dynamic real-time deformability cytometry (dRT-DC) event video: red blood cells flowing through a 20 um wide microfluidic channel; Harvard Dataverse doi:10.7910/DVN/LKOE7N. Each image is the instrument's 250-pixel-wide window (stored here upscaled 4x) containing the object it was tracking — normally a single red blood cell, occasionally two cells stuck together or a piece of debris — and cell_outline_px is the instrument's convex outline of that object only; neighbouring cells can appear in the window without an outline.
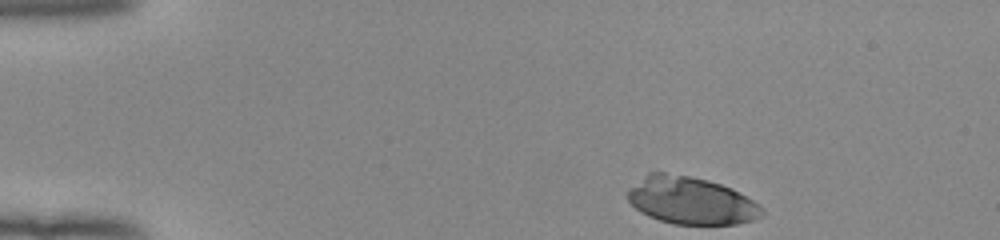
{"species": "human", "species_latin": "Homo sapiens", "temperature_condition": "room temperature", "stored_images_in_passage": 37, "camera_frame_rate_fps": 3000, "um_per_image_px": 0.085, "donor": {"sex": "female"}, "frame": {"image": 1, "passage_image": 1, "time_ms": 0.0, "image_size_px": [1000, 240], "cell_outline_px": [[764, 212], [760, 216], [752, 220], [736, 224], [672, 224], [648, 216], [640, 212], [628, 200], [628, 192], [648, 172], [664, 172], [688, 176], [708, 180], [732, 188], [752, 200], [764, 208]], "centroid_in_image_um": [58.75, 17.06], "position_along_channel_um": 26.3, "area_um2": 36.7}}
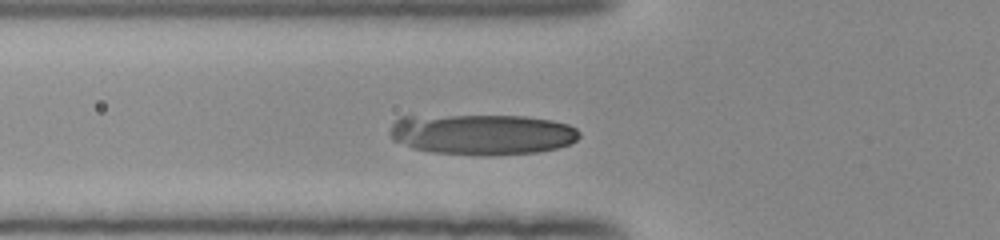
{"frame": {"image": 2, "passage_image": 12, "time_ms": 3.667, "image_size_px": [1000, 240], "cell_outline_px": [[580, 136], [576, 140], [568, 144], [556, 148], [536, 152], [492, 156], [480, 156], [432, 152], [412, 148], [392, 140], [392, 124], [400, 116], [524, 116], [552, 120], [568, 124], [576, 128], [580, 132]], "centroid_in_image_um": [40.99, 11.43], "position_along_channel_um": 84.8, "area_um2": 45.03}}
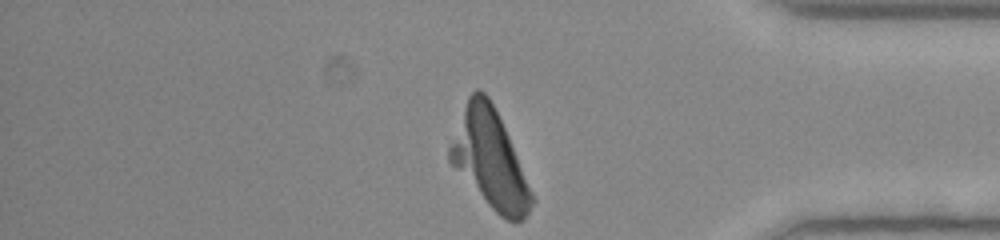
{"frame": {"image": 3, "passage_image": 37, "time_ms": 12.0, "image_size_px": [1000, 240], "cell_outline_px": [[536, 200], [524, 220], [516, 224], [500, 216], [488, 204], [448, 160], [448, 148], [468, 96], [476, 88], [480, 88], [488, 96], [508, 136]], "centroid_in_image_um": [41.66, 13.56], "position_along_channel_um": 393.5, "area_um2": 45.72}, "authors_computed_cell_mechanics": {"area_um2": 45.7198, "velocity_mm_per_s": 3.9467, "shape_relaxation_time_tau1_ms": 3.1237, "shape_relaxation_time_tau2_ms": null, "deformation_change_tau1": 0.1108, "deformation_change_tau2": null}}